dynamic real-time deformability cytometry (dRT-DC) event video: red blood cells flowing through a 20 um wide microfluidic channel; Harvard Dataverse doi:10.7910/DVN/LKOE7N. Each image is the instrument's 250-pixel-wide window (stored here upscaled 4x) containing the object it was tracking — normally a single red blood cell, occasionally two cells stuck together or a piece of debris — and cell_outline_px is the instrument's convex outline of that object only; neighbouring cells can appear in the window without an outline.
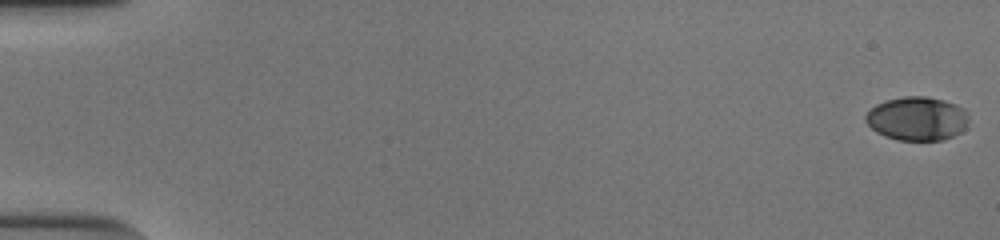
{"species": "human", "species_latin": "Homo sapiens", "temperature_condition": "cold", "stored_images_in_passage": 54, "camera_frame_rate_fps": 3000, "um_per_image_px": 0.085, "donor": {"sex": "male"}, "frame": {"image": 1, "passage_image": 1, "time_ms": 0.0, "image_size_px": [1000, 240], "cell_outline_px": [[968, 120], [964, 128], [960, 132], [944, 140], [896, 140], [884, 136], [876, 132], [864, 120], [864, 116], [876, 104], [884, 100], [904, 96], [928, 96], [944, 100], [956, 104], [964, 108], [968, 116]], "centroid_in_image_um": [77.94, 10.07], "position_along_channel_um": 7.1, "area_um2": 26.47}}
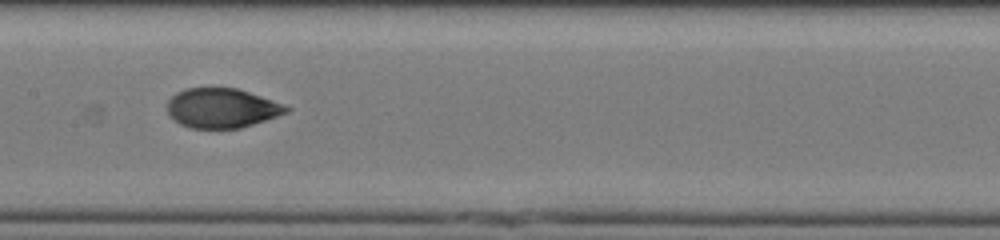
{"frame": {"image": 2, "passage_image": 29, "time_ms": 9.333, "image_size_px": [1000, 240], "cell_outline_px": [[292, 108], [288, 112], [240, 128], [188, 128], [180, 124], [168, 112], [168, 100], [176, 92], [184, 88], [236, 88], [284, 104]], "centroid_in_image_um": [18.84, 9.18], "position_along_channel_um": 188.6, "area_um2": 27.17}}
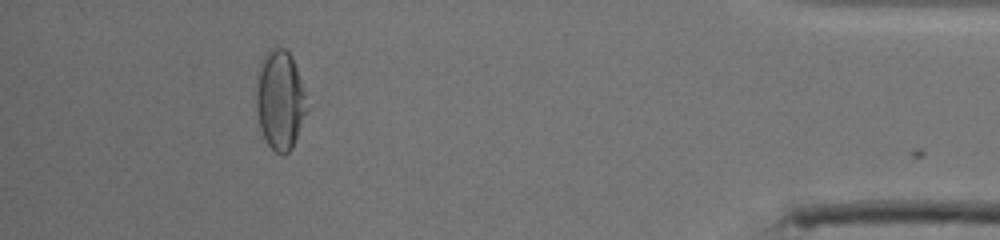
{"frame": {"image": 3, "passage_image": 50, "time_ms": 16.333, "image_size_px": [1000, 240], "cell_outline_px": [[308, 108], [292, 148], [284, 156], [276, 152], [268, 144], [260, 128], [256, 108], [256, 84], [260, 60], [268, 48], [276, 44], [284, 48], [292, 56], [304, 92]], "centroid_in_image_um": [23.77, 8.45], "position_along_channel_um": 411.4, "area_um2": 29.48}, "authors_computed_cell_mechanics": {"area_um2": 27.8307, "velocity_mm_per_s": 3.9026, "shape_relaxation_time_tau1_ms": 4.6522, "shape_relaxation_time_tau2_ms": 0.8279, "deformation_change_tau1": 0.1831, "deformation_change_tau2": 0.0434}}